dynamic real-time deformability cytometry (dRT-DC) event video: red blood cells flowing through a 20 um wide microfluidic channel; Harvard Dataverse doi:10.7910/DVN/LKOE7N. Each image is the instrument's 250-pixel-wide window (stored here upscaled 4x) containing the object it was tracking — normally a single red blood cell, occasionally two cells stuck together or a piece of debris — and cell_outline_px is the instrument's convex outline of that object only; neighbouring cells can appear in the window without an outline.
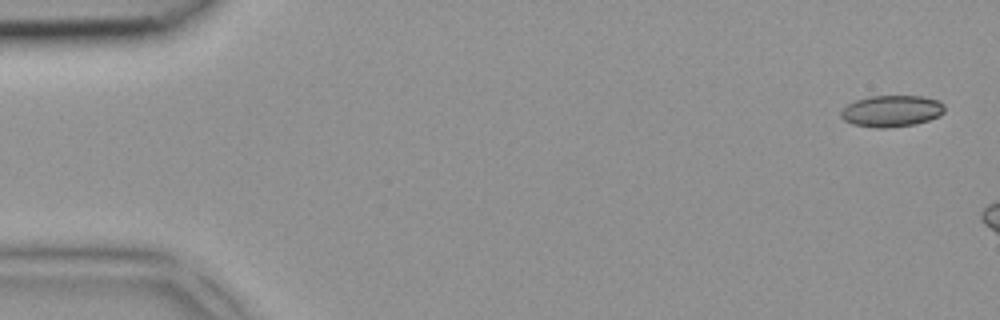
{"species": "common noctule bat (a hibernating species)", "species_latin": "Nyctalus noctula", "temperature_condition": "room temperature", "stored_images_in_passage": 6, "camera_frame_rate_fps": 3000, "um_per_image_px": 0.085, "animal": {"sex": "female", "body_mass_g": 18.4}, "frame": {"image": 1, "passage_image": 1, "time_ms": 0.0, "image_size_px": [1000, 320], "cell_outline_px": [[944, 112], [940, 116], [916, 124], [888, 128], [876, 128], [852, 124], [844, 120], [840, 116], [840, 112], [848, 104], [856, 100], [868, 96], [924, 96], [940, 100], [944, 104]], "centroid_in_image_um": [75.81, 9.44], "position_along_channel_um": 9.2, "area_um2": 19.25}}